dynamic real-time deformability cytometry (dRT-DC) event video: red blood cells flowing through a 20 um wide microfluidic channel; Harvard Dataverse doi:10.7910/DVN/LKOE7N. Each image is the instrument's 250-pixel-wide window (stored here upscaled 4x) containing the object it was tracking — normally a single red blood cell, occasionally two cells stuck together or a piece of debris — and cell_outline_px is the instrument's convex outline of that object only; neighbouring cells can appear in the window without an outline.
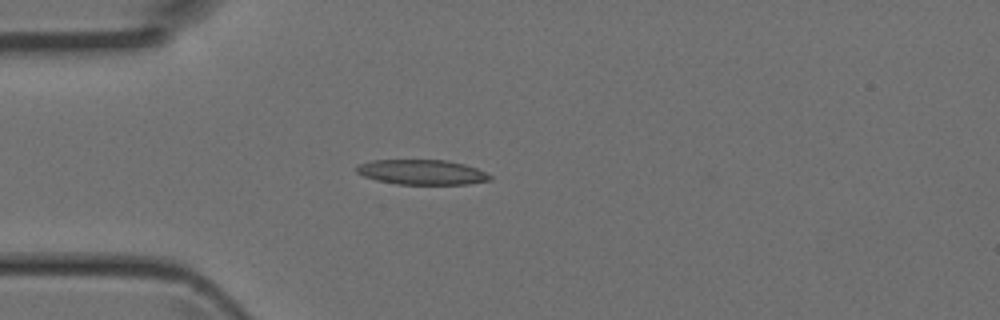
{"species": "Egyptian fruit bat (a non-hibernating species)", "species_latin": "Rousettus aegyptiacus", "temperature_condition": "room temperature", "stored_images_in_passage": 3, "camera_frame_rate_fps": 3000, "um_per_image_px": 0.085, "animal": {"sex": "female"}, "frame": {"image": 1, "passage_image": 3, "time_ms": 0.667, "image_size_px": [1000, 320], "cell_outline_px": [[492, 180], [468, 184], [396, 184], [376, 180], [364, 176], [356, 172], [356, 168], [360, 164], [372, 160], [448, 160], [464, 164], [476, 168], [492, 176]], "centroid_in_image_um": [35.87, 14.63], "position_along_channel_um": 49.1, "area_um2": 19.36}}